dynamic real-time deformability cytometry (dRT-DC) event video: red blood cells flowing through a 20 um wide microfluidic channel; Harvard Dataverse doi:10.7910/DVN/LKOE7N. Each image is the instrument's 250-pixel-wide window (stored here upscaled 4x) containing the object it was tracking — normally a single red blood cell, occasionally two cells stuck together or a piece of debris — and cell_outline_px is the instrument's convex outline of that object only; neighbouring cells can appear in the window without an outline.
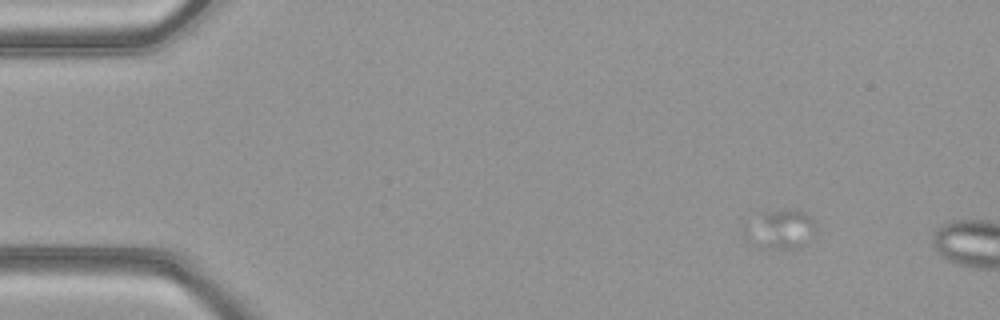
{"species": "common noctule bat (a hibernating species)", "species_latin": "Nyctalus noctula", "temperature_condition": "warm", "stored_images_in_passage": 11, "camera_frame_rate_fps": 3000, "um_per_image_px": 0.085, "animal": {"sex": "female", "body_mass_g": 21.9}, "frame": {"image": 1, "passage_image": 8, "time_ms": 2.333, "image_size_px": [1000, 320], "cell_outline_px": [[816, 232], [800, 248], [756, 248], [748, 240], [748, 236], [764, 216], [768, 212], [804, 212], [816, 224]], "centroid_in_image_um": [66.54, 19.6], "position_along_channel_um": 18.5, "area_um2": 14.33}}